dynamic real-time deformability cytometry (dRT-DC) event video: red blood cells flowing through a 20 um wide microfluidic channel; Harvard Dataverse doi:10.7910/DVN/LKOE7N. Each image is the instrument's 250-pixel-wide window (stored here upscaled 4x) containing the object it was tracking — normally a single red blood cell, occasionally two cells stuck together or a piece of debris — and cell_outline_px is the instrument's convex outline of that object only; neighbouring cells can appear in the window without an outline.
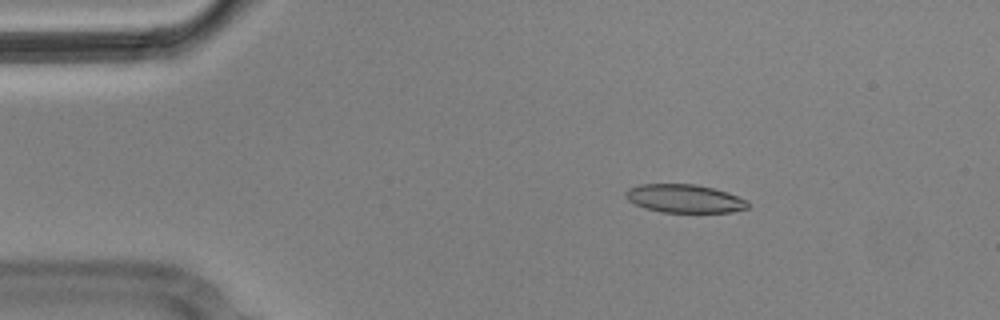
{"species": "Egyptian fruit bat (a non-hibernating species)", "species_latin": "Rousettus aegyptiacus", "temperature_condition": "cold", "stored_images_in_passage": 5, "camera_frame_rate_fps": 3000, "um_per_image_px": 0.085, "animal": {"sex": "male"}, "frame": {"image": 1, "passage_image": 3, "time_ms": 0.667, "image_size_px": [1000, 320], "cell_outline_px": [[748, 208], [732, 212], [660, 212], [644, 208], [628, 200], [624, 192], [628, 188], [640, 184], [696, 184], [728, 192], [748, 200]], "centroid_in_image_um": [58.18, 16.87], "position_along_channel_um": 26.8, "area_um2": 20.23}}